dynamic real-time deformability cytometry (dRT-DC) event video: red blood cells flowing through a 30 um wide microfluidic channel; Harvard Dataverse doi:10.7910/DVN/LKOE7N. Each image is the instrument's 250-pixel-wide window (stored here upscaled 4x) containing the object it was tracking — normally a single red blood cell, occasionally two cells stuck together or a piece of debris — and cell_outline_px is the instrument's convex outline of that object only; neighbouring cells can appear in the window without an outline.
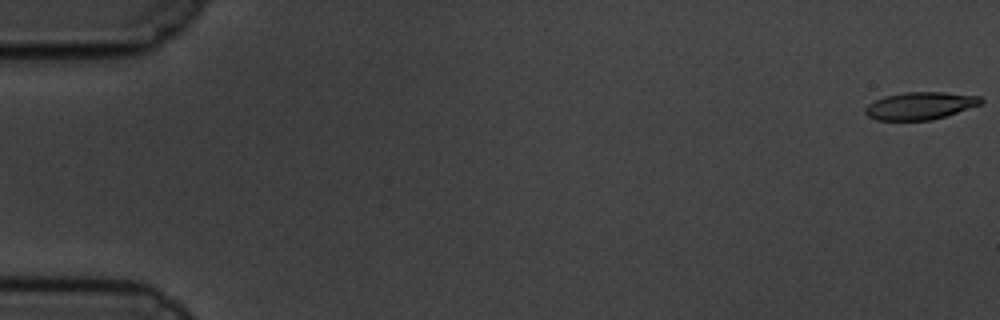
{"species": "common noctule bat (a hibernating species)", "species_latin": "Nyctalus noctula", "temperature_condition": "cold", "stored_images_in_passage": 60, "camera_frame_rate_fps": 3000, "um_per_image_px": 0.085, "animal": {"sex": "male", "body_mass_g": 19.5, "forearm_length_mm": 54.6}, "frame": {"image": 1, "passage_image": 1, "time_ms": 0.0, "image_size_px": [1000, 320], "cell_outline_px": [[984, 100], [980, 104], [932, 120], [876, 120], [868, 116], [864, 112], [864, 108], [868, 104], [884, 96], [904, 92], [944, 92], [980, 96]], "centroid_in_image_um": [78.17, 8.98], "position_along_channel_um": 6.8, "area_um2": 18.38}}
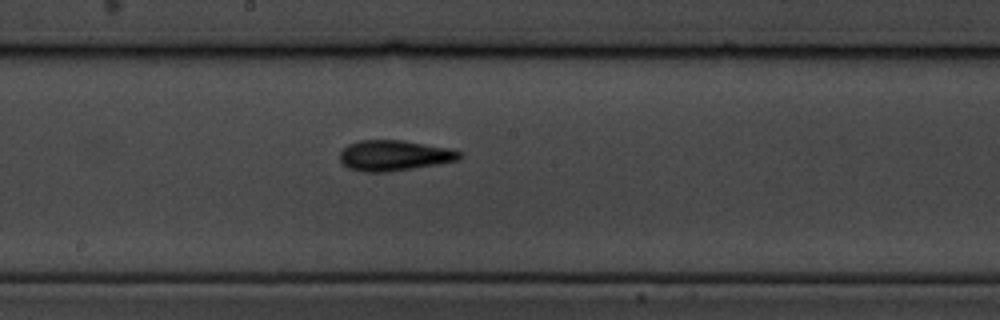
{"frame": {"image": 2, "passage_image": 33, "time_ms": 10.667, "image_size_px": [1000, 320], "cell_outline_px": [[464, 156], [460, 160], [388, 172], [360, 172], [348, 168], [340, 164], [340, 152], [348, 144], [360, 140], [404, 140], [452, 148], [460, 152]], "centroid_in_image_um": [33.51, 13.21], "position_along_channel_um": 214.7, "area_um2": 21.62}}
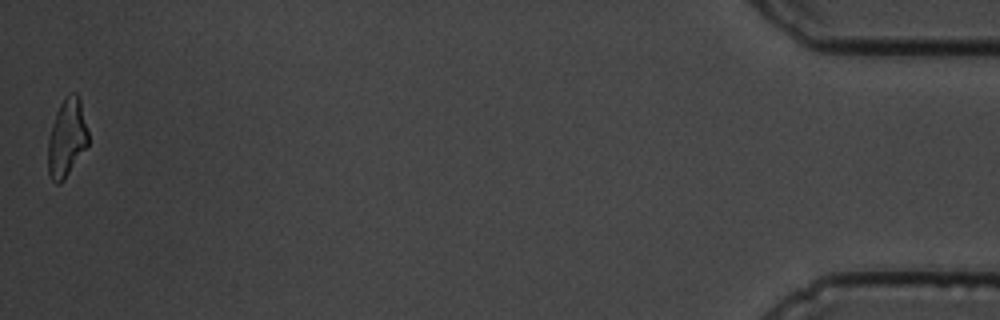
{"frame": {"image": 3, "passage_image": 60, "time_ms": 19.667, "image_size_px": [1000, 320], "cell_outline_px": [[88, 144], [64, 180], [60, 184], [56, 184], [52, 180], [48, 172], [48, 140], [52, 124], [56, 112], [60, 104], [72, 92], [76, 92], [80, 96], [88, 132]], "centroid_in_image_um": [5.68, 11.72], "position_along_channel_um": 429.5, "area_um2": 18.21}, "authors_computed_cell_mechanics": {"area_um2": 19.3919, "velocity_mm_per_s": 3.3918, "shape_relaxation_time_tau1_ms": 4.4771, "shape_relaxation_time_tau2_ms": 1.4869, "deformation_change_tau1": 0.1631, "deformation_change_tau2": 0.0915}}